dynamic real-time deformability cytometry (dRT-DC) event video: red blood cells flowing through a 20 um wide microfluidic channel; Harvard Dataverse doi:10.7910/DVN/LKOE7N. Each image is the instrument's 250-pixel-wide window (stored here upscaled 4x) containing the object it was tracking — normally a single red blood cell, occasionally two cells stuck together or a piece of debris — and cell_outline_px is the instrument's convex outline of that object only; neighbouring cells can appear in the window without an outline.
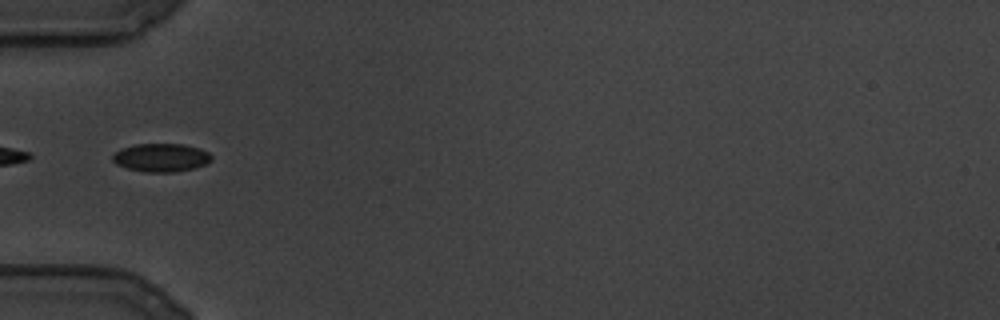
{"species": "common noctule bat (a hibernating species)", "species_latin": "Nyctalus noctula", "temperature_condition": "cold", "stored_images_in_passage": 46, "camera_frame_rate_fps": 3000, "um_per_image_px": 0.085, "animal": {"sex": "male", "body_mass_g": 19.5, "forearm_length_mm": 54.6}, "frame": {"image": 1, "passage_image": 1, "time_ms": 0.0, "image_size_px": [1000, 320], "cell_outline_px": [[212, 160], [204, 164], [192, 168], [176, 172], [144, 172], [128, 168], [116, 164], [112, 160], [112, 156], [120, 148], [136, 144], [184, 144], [200, 148], [208, 152], [212, 156]], "centroid_in_image_um": [13.69, 13.39], "position_along_channel_um": 71.3, "area_um2": 16.3}}